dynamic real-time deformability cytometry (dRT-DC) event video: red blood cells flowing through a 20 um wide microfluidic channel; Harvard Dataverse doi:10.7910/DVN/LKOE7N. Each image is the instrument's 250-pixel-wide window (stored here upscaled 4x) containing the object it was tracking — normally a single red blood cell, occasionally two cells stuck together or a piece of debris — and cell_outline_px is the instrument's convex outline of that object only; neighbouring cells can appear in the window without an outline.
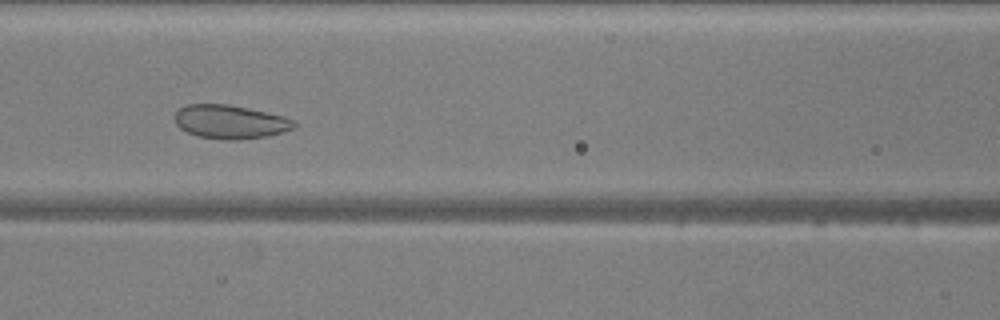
{"species": "common noctule bat (a hibernating species)", "species_latin": "Nyctalus noctula", "temperature_condition": "warm", "stored_images_in_passage": 52, "camera_frame_rate_fps": 3000, "um_per_image_px": 0.085, "animal": {"sex": "male", "body_mass_g": 20.5, "forearm_length_mm": 52.5}, "frame": {"image": 1, "passage_image": 23, "time_ms": 7.333, "image_size_px": [1000, 320], "cell_outline_px": [[296, 128], [268, 136], [236, 140], [224, 140], [200, 136], [188, 132], [180, 128], [176, 124], [176, 112], [180, 108], [188, 104], [228, 104], [284, 116], [296, 120]], "centroid_in_image_um": [19.61, 10.36], "position_along_channel_um": 147.0, "area_um2": 23.35}}
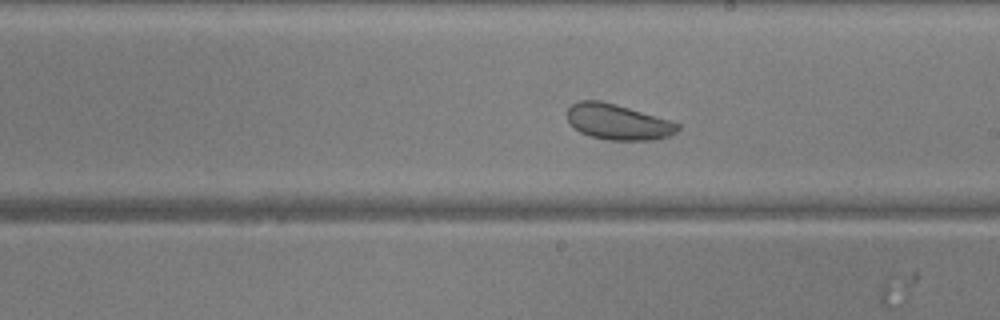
{"frame": {"image": 2, "passage_image": 30, "time_ms": 9.667, "image_size_px": [1000, 320], "cell_outline_px": [[680, 128], [676, 132], [668, 136], [652, 140], [608, 140], [588, 136], [580, 132], [568, 120], [568, 108], [572, 104], [580, 100], [600, 100], [616, 104], [668, 120], [680, 124]], "centroid_in_image_um": [52.51, 10.37], "position_along_channel_um": 236.5, "area_um2": 22.72}}
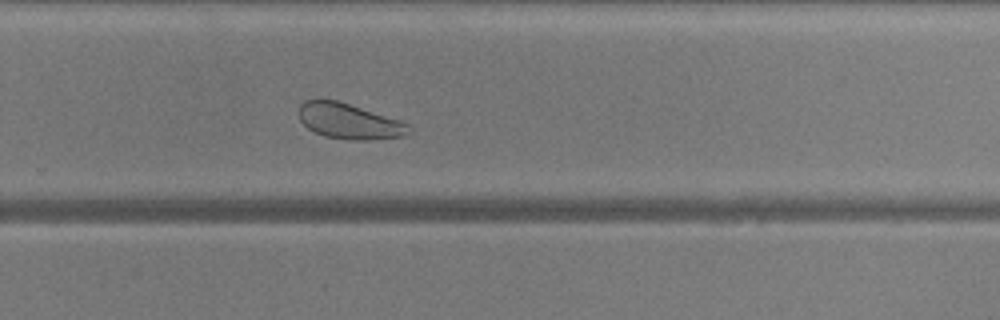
{"frame": {"image": 3, "passage_image": 35, "time_ms": 11.333, "image_size_px": [1000, 320], "cell_outline_px": [[412, 132], [404, 136], [368, 140], [348, 140], [324, 136], [308, 128], [300, 120], [300, 104], [304, 100], [336, 100], [400, 120], [408, 124]], "centroid_in_image_um": [29.7, 10.32], "position_along_channel_um": 300.1, "area_um2": 22.54}, "authors_computed_cell_mechanics": {"area_um2": 29.9982, "velocity_mm_per_s": 3.8432, "shape_relaxation_time_tau1_ms": null, "shape_relaxation_time_tau2_ms": 11.3371, "deformation_change_tau1": null, "deformation_change_tau2": 0.1337}}